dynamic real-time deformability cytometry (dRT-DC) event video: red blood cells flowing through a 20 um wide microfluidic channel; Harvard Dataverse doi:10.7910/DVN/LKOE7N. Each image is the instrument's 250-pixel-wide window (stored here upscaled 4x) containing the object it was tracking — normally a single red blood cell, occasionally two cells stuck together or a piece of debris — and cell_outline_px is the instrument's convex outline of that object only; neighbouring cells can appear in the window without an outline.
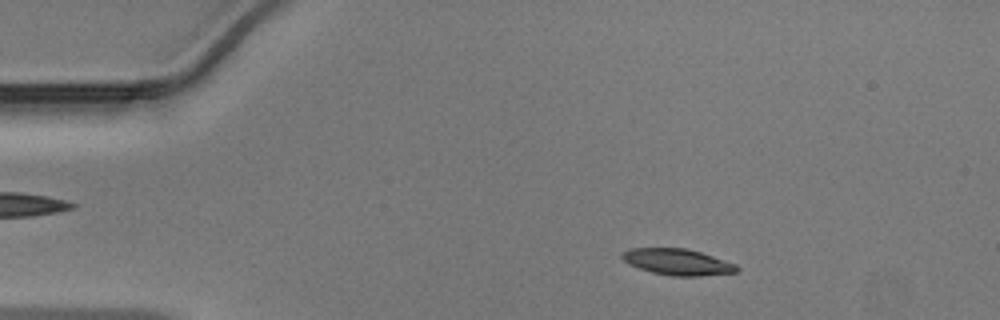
{"species": "Egyptian fruit bat (a non-hibernating species)", "species_latin": "Rousettus aegyptiacus", "temperature_condition": "warm", "stored_images_in_passage": 25, "camera_frame_rate_fps": 3000, "um_per_image_px": 0.085, "animal": {"sex": "male"}, "frame": {"image": 1, "passage_image": 7, "time_ms": 2.0, "image_size_px": [1000, 320], "cell_outline_px": [[740, 268], [736, 272], [700, 276], [672, 276], [652, 272], [628, 264], [620, 256], [620, 252], [628, 248], [684, 248], [700, 252], [736, 264]], "centroid_in_image_um": [57.55, 22.26], "position_along_channel_um": 27.5, "area_um2": 17.51}}
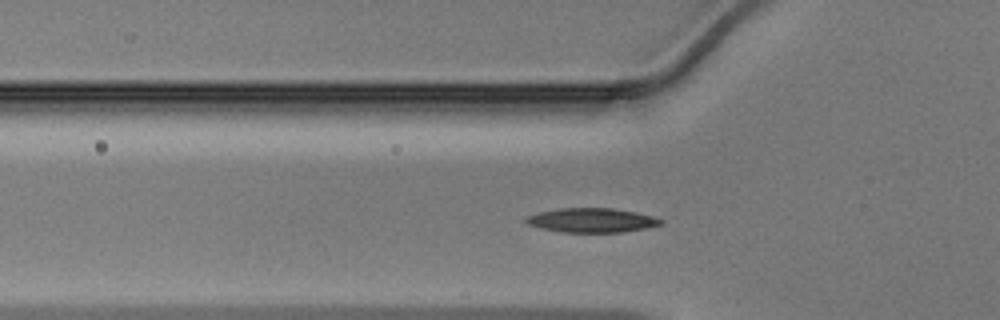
{"frame": {"image": 2, "passage_image": 15, "time_ms": 4.667, "image_size_px": [1000, 320], "cell_outline_px": [[664, 224], [648, 228], [624, 232], [560, 232], [540, 228], [528, 224], [524, 220], [524, 216], [540, 212], [560, 208], [612, 208], [636, 212], [652, 216], [664, 220]], "centroid_in_image_um": [50.31, 18.72], "position_along_channel_um": 75.5, "area_um2": 19.25}}
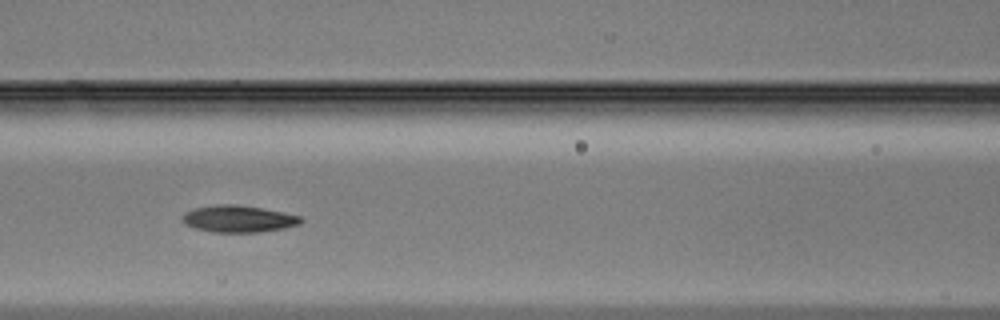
{"frame": {"image": 3, "passage_image": 20, "time_ms": 6.333, "image_size_px": [1000, 320], "cell_outline_px": [[304, 220], [300, 224], [284, 228], [260, 232], [208, 232], [184, 224], [180, 216], [184, 212], [196, 208], [216, 204], [236, 204], [264, 208], [284, 212], [300, 216]], "centroid_in_image_um": [20.26, 18.6], "position_along_channel_um": 146.3, "area_um2": 18.79}}